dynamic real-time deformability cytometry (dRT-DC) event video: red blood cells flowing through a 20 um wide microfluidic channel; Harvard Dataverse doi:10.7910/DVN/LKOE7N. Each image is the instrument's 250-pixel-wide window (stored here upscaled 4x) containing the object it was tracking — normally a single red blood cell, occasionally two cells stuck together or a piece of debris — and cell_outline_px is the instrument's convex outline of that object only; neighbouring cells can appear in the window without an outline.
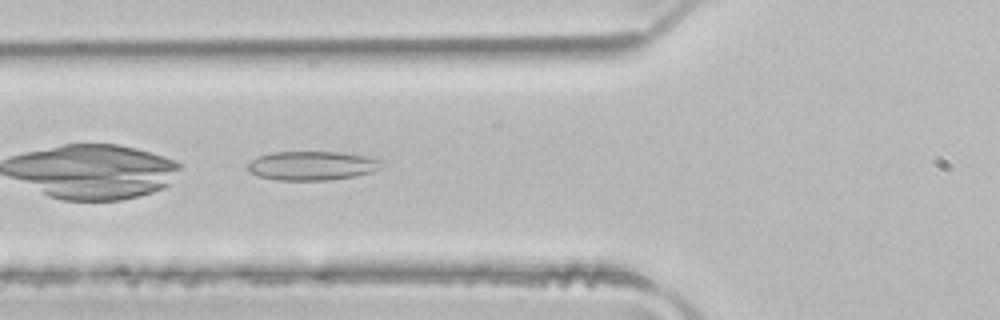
{"species": "common noctule bat (a hibernating species)", "species_latin": "Nyctalus noctula", "temperature_condition": "room temperature", "stored_images_in_passage": 5, "camera_frame_rate_fps": 3000, "um_per_image_px": 0.085, "animal": {"sex": "male", "body_mass_g": 21.5, "forearm_length_mm": 52.0}, "frame": {"image": 1, "passage_image": 5, "time_ms": 1.333, "image_size_px": [1000, 320], "cell_outline_px": [[384, 164], [372, 172], [352, 176], [328, 180], [276, 180], [260, 176], [252, 172], [248, 168], [248, 164], [252, 160], [260, 156], [272, 152], [340, 152], [364, 156], [384, 160]], "centroid_in_image_um": [26.56, 14.08], "position_along_channel_um": 99.2, "area_um2": 22.37}}